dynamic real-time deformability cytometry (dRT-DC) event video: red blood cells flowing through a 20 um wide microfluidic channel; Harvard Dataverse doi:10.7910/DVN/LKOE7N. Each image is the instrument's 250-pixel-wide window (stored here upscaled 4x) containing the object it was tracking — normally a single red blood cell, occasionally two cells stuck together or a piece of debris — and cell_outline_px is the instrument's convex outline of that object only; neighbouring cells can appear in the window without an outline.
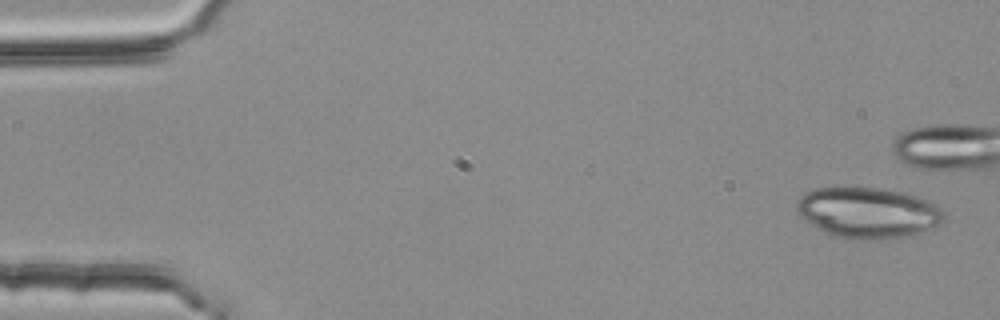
{"species": "common noctule bat (a hibernating species)", "species_latin": "Nyctalus noctula", "temperature_condition": "room temperature", "stored_images_in_passage": 4, "camera_frame_rate_fps": 3000, "um_per_image_px": 0.085, "animal": {"sex": "female", "body_mass_g": 25.1}, "frame": {"image": 1, "passage_image": 1, "time_ms": 0.0, "image_size_px": [1000, 320], "cell_outline_px": [[944, 220], [928, 228], [908, 236], [880, 240], [852, 240], [832, 236], [824, 232], [804, 220], [796, 212], [796, 200], [804, 192], [812, 188], [876, 188], [904, 192], [916, 196], [936, 204], [944, 212]], "centroid_in_image_um": [73.7, 18.09], "position_along_channel_um": 11.3, "area_um2": 43.75}}